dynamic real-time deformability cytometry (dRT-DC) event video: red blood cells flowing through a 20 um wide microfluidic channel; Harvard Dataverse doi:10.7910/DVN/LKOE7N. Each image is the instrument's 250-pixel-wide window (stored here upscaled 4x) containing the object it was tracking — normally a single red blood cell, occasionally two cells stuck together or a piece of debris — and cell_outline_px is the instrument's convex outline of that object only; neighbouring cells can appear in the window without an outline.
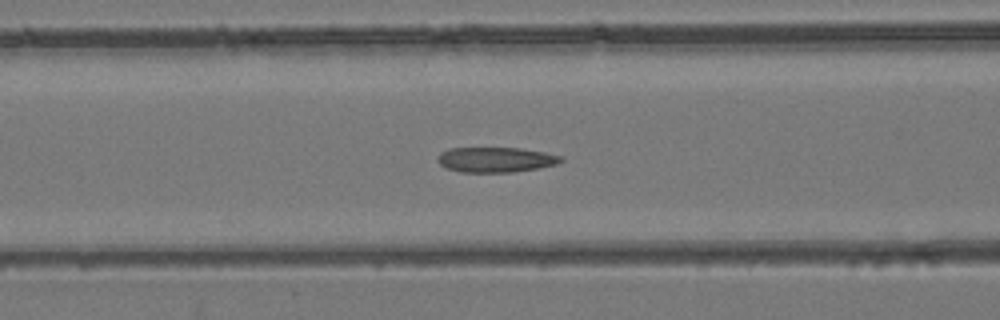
{"species": "common noctule bat (a hibernating species)", "species_latin": "Nyctalus noctula", "temperature_condition": "room temperature", "stored_images_in_passage": 48, "camera_frame_rate_fps": 3000, "um_per_image_px": 0.085, "animal": {"sex": "female", "body_mass_g": 24.6, "forearm_length_mm": 56.2}, "frame": {"image": 1, "passage_image": 20, "time_ms": 6.333, "image_size_px": [1000, 320], "cell_outline_px": [[564, 160], [556, 164], [536, 168], [512, 172], [460, 172], [448, 168], [440, 164], [436, 160], [436, 156], [440, 152], [448, 148], [520, 148], [544, 152], [560, 156]], "centroid_in_image_um": [42.08, 13.56], "position_along_channel_um": 124.5, "area_um2": 17.98}}
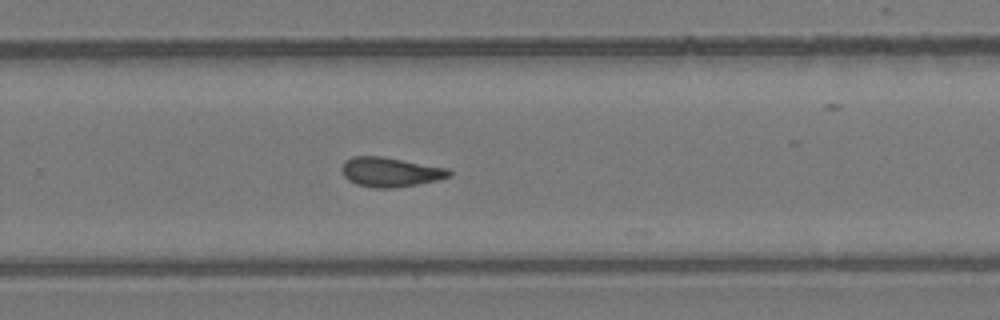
{"frame": {"image": 2, "passage_image": 32, "time_ms": 10.333, "image_size_px": [1000, 320], "cell_outline_px": [[452, 176], [436, 180], [416, 184], [392, 188], [372, 188], [356, 184], [348, 180], [344, 176], [340, 168], [344, 160], [352, 156], [380, 156], [448, 168], [452, 172]], "centroid_in_image_um": [33.13, 14.62], "position_along_channel_um": 296.7, "area_um2": 18.5}}
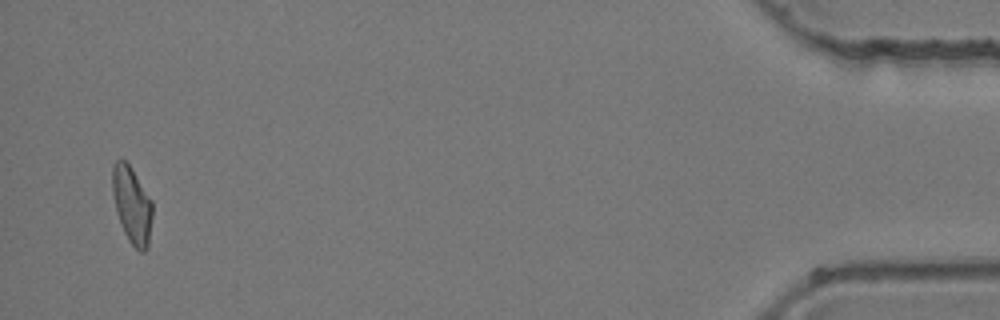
{"frame": {"image": 3, "passage_image": 47, "time_ms": 15.333, "image_size_px": [1000, 320], "cell_outline_px": [[152, 216], [148, 248], [144, 252], [140, 252], [128, 240], [124, 232], [116, 212], [112, 192], [112, 164], [120, 156], [132, 168], [152, 200]], "centroid_in_image_um": [11.21, 17.39], "position_along_channel_um": 424.0, "area_um2": 18.15}}